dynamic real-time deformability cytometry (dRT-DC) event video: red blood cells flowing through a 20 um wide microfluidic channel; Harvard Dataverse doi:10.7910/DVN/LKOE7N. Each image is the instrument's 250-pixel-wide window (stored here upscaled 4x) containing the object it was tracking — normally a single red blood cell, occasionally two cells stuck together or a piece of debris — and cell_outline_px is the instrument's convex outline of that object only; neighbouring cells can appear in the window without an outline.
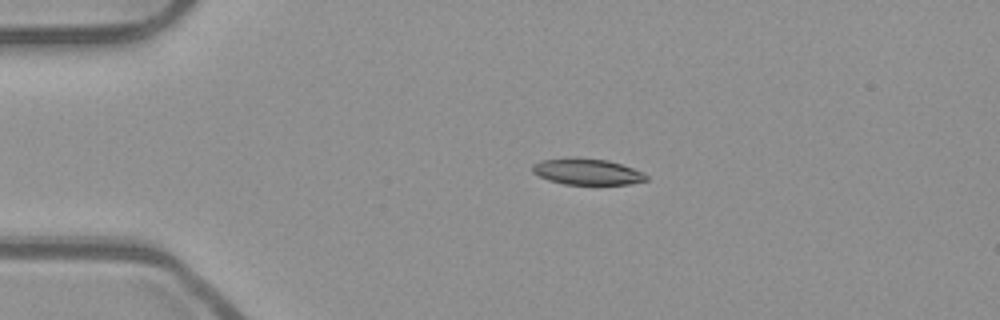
{"species": "common noctule bat (a hibernating species)", "species_latin": "Nyctalus noctula", "temperature_condition": "room temperature", "stored_images_in_passage": 43, "camera_frame_rate_fps": 3000, "um_per_image_px": 0.085, "animal": {"sex": "male", "body_mass_g": 23.1, "forearm_length_mm": 52.7}, "frame": {"image": 1, "passage_image": 1, "time_ms": 0.0, "image_size_px": [1000, 320], "cell_outline_px": [[648, 180], [628, 184], [564, 184], [548, 180], [532, 172], [532, 164], [540, 160], [572, 156], [576, 156], [608, 160], [644, 172], [648, 176]], "centroid_in_image_um": [49.87, 14.57], "position_along_channel_um": 35.1, "area_um2": 17.63}}
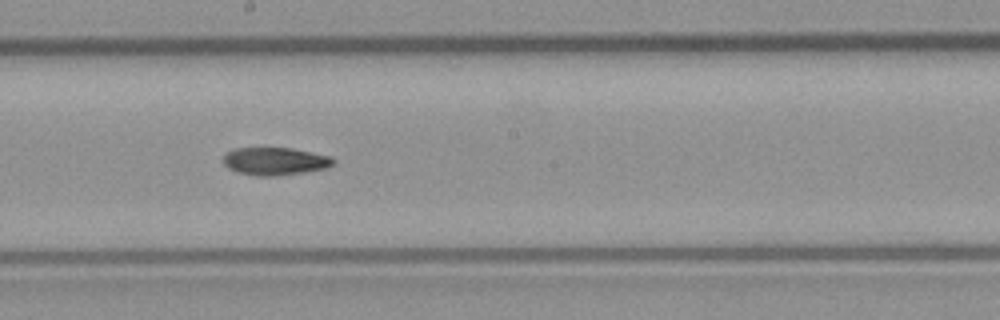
{"frame": {"image": 2, "passage_image": 19, "time_ms": 6.0, "image_size_px": [1000, 320], "cell_outline_px": [[336, 160], [328, 168], [304, 172], [276, 176], [256, 176], [236, 172], [228, 168], [224, 164], [224, 156], [232, 148], [292, 148], [332, 156]], "centroid_in_image_um": [23.39, 13.71], "position_along_channel_um": 224.8, "area_um2": 17.92}}
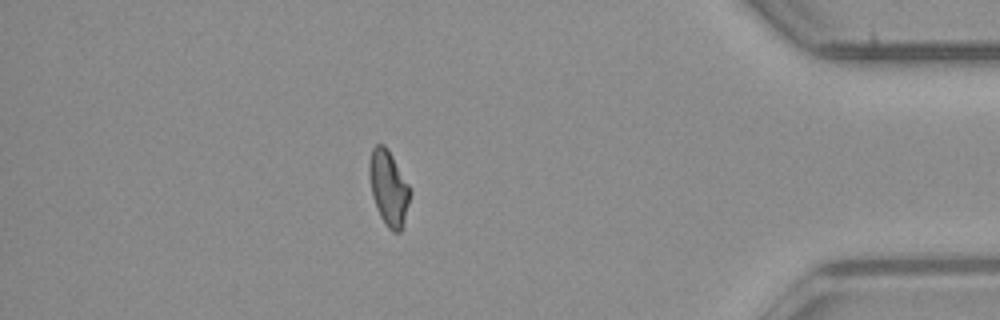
{"frame": {"image": 3, "passage_image": 36, "time_ms": 11.667, "image_size_px": [1000, 320], "cell_outline_px": [[412, 192], [404, 220], [400, 232], [392, 232], [388, 228], [380, 216], [372, 196], [368, 172], [368, 164], [372, 148], [376, 144], [384, 144], [388, 148], [408, 184]], "centroid_in_image_um": [33.02, 15.95], "position_along_channel_um": 402.2, "area_um2": 17.86}}